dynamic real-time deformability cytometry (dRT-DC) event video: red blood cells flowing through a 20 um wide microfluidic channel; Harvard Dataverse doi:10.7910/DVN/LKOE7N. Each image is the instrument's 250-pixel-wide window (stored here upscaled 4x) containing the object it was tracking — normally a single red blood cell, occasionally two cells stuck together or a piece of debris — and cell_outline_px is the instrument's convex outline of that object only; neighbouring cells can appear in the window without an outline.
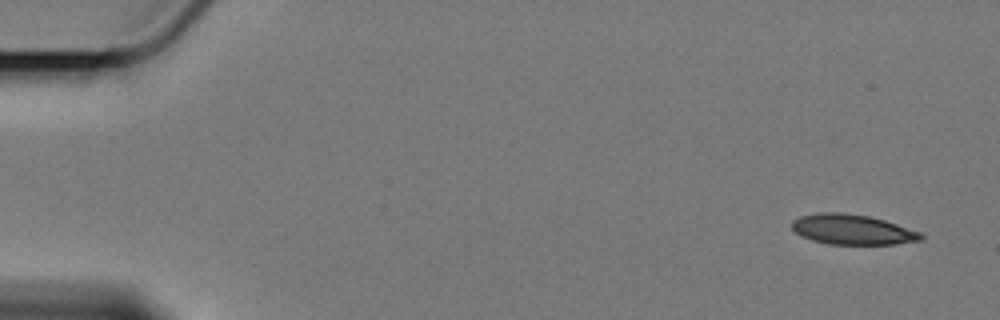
{"species": "Egyptian fruit bat (a non-hibernating species)", "species_latin": "Rousettus aegyptiacus", "temperature_condition": "cold", "stored_images_in_passage": 5, "camera_frame_rate_fps": 3000, "um_per_image_px": 0.085, "animal": {"sex": "female"}, "frame": {"image": 1, "passage_image": 1, "time_ms": 0.0, "image_size_px": [1000, 320], "cell_outline_px": [[924, 240], [896, 244], [828, 244], [812, 240], [796, 232], [792, 228], [792, 220], [800, 216], [820, 212], [844, 212], [868, 216], [884, 220], [920, 232], [924, 236]], "centroid_in_image_um": [72.46, 19.51], "position_along_channel_um": 12.5, "area_um2": 22.6}}
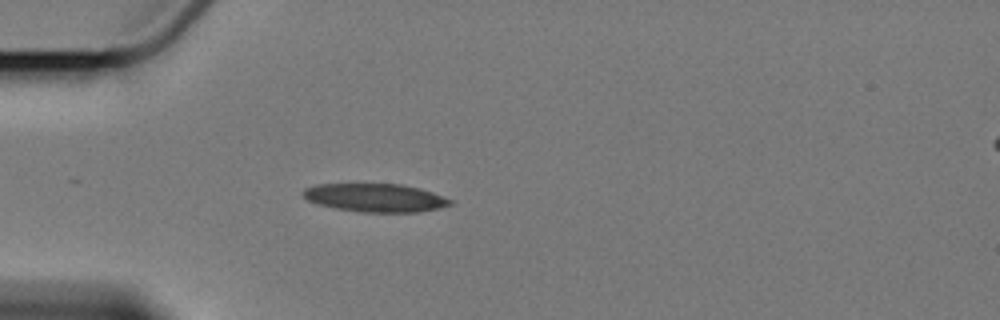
{"frame": {"image": 2, "passage_image": 4, "time_ms": 4.667, "image_size_px": [1000, 320], "cell_outline_px": [[452, 204], [440, 208], [416, 212], [360, 212], [336, 208], [316, 204], [308, 200], [300, 192], [304, 188], [316, 184], [400, 184], [420, 188], [432, 192], [452, 200]], "centroid_in_image_um": [31.87, 16.8], "position_along_channel_um": 53.1, "area_um2": 24.28}}